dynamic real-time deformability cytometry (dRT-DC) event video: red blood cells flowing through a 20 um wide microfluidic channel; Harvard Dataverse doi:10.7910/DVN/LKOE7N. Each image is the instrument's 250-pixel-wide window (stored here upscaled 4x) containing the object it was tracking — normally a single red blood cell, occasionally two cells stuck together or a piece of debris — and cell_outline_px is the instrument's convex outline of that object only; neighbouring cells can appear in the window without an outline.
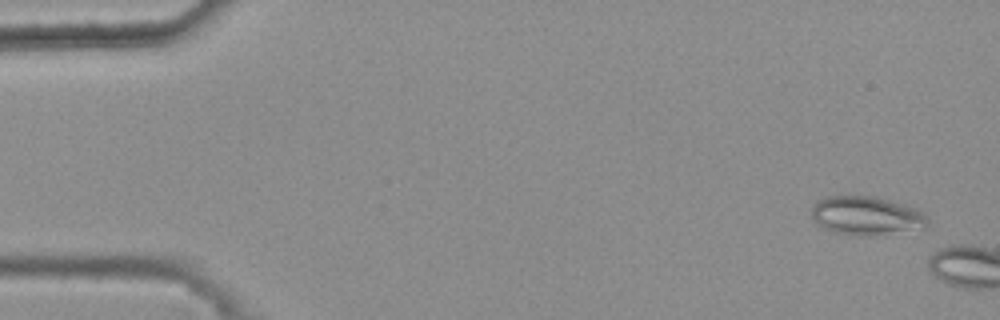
{"species": "common noctule bat (a hibernating species)", "species_latin": "Nyctalus noctula", "temperature_condition": "warm", "stored_images_in_passage": 7, "camera_frame_rate_fps": 3000, "um_per_image_px": 0.085, "animal": {"sex": "female", "body_mass_g": 25.1}, "frame": {"image": 1, "passage_image": 3, "time_ms": 0.667, "image_size_px": [1000, 320], "cell_outline_px": [[928, 224], [924, 228], [864, 236], [856, 236], [836, 232], [824, 228], [812, 220], [812, 208], [816, 200], [828, 196], [872, 196], [904, 204], [916, 208], [924, 212], [928, 220]], "centroid_in_image_um": [73.63, 18.32], "position_along_channel_um": 11.4, "area_um2": 26.07}}